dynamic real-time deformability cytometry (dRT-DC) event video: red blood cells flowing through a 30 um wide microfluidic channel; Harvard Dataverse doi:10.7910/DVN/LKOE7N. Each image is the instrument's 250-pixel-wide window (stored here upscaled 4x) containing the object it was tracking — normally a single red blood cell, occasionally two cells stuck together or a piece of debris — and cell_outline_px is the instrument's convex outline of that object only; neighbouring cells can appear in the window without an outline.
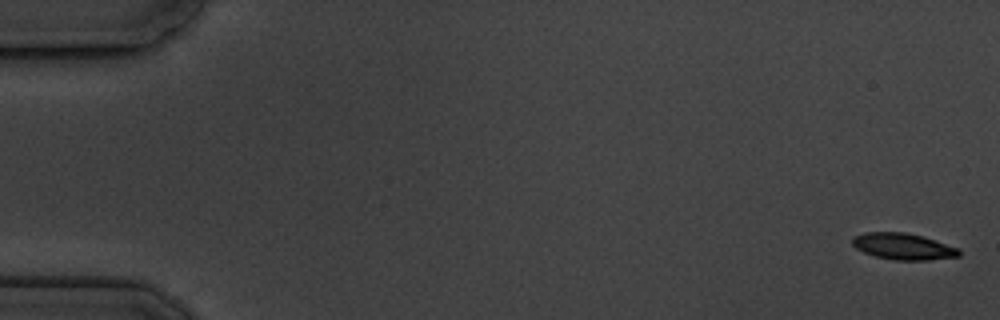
{"species": "common noctule bat (a hibernating species)", "species_latin": "Nyctalus noctula", "temperature_condition": "cold", "stored_images_in_passage": 17, "camera_frame_rate_fps": 3000, "um_per_image_px": 0.085, "animal": {"sex": "male", "body_mass_g": 19.5, "forearm_length_mm": 54.6}, "frame": {"image": 1, "passage_image": 1, "time_ms": 0.0, "image_size_px": [1000, 320], "cell_outline_px": [[960, 256], [928, 260], [896, 260], [876, 256], [864, 252], [856, 248], [852, 244], [852, 236], [864, 232], [904, 232], [924, 236], [960, 248]], "centroid_in_image_um": [76.78, 20.93], "position_along_channel_um": 8.2, "area_um2": 16.53}}
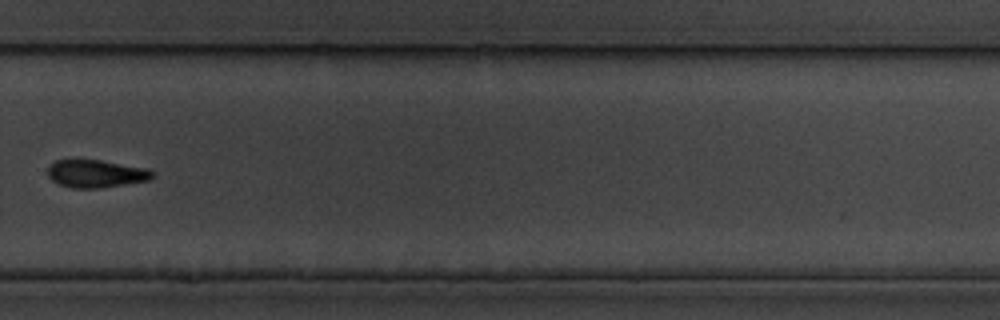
{"frame": {"image": 2, "passage_image": 12, "time_ms": 13.0, "image_size_px": [1000, 320], "cell_outline_px": [[156, 176], [148, 180], [100, 188], [72, 188], [60, 184], [52, 180], [48, 176], [48, 164], [56, 160], [100, 160], [148, 168], [156, 172]], "centroid_in_image_um": [8.18, 14.75], "position_along_channel_um": 321.6, "area_um2": 16.99}}
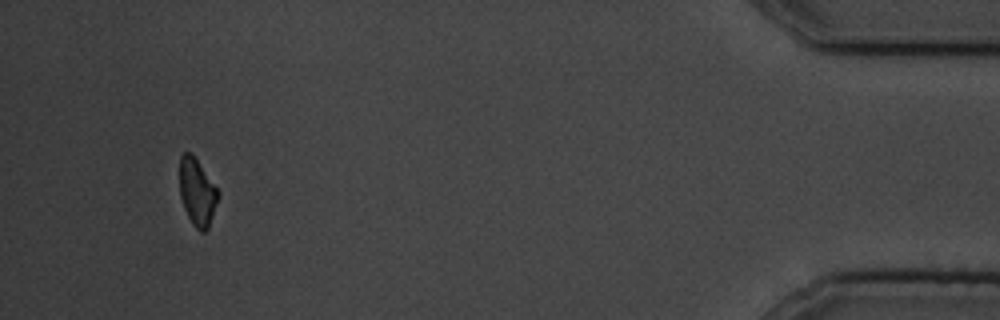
{"frame": {"image": 3, "passage_image": 16, "time_ms": 17.667, "image_size_px": [1000, 320], "cell_outline_px": [[220, 196], [208, 228], [204, 232], [200, 232], [192, 224], [184, 208], [180, 196], [180, 156], [184, 152], [192, 152], [220, 192]], "centroid_in_image_um": [16.77, 16.32], "position_along_channel_um": 418.4, "area_um2": 15.2}, "authors_computed_cell_mechanics": {"area_um2": 16.9932, "velocity_mm_per_s": 3.5341, "shape_relaxation_time_tau1_ms": 3.7714, "shape_relaxation_time_tau2_ms": null, "deformation_change_tau1": 0.0991, "deformation_change_tau2": null}}